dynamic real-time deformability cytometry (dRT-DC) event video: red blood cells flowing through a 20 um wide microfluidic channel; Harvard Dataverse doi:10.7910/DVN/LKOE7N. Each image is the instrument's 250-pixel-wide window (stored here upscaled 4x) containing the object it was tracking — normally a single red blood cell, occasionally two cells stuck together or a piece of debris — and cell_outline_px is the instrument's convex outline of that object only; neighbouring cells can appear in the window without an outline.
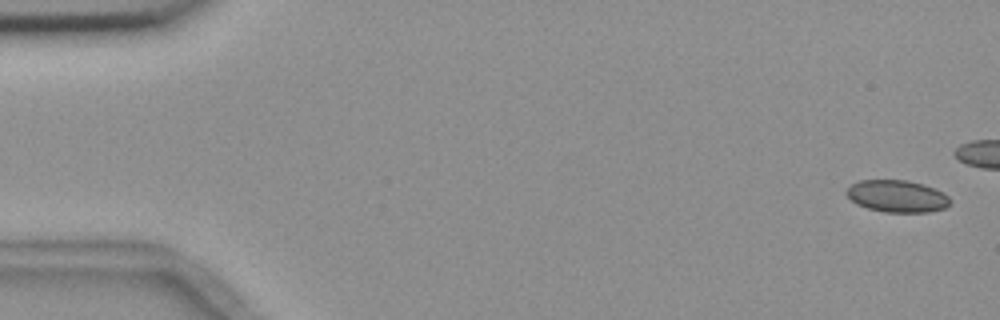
{"species": "common noctule bat (a hibernating species)", "species_latin": "Nyctalus noctula", "temperature_condition": "room temperature", "stored_images_in_passage": 16, "camera_frame_rate_fps": 3000, "um_per_image_px": 0.085, "animal": {"sex": "female", "body_mass_g": 18.4}, "frame": {"image": 1, "passage_image": 1, "time_ms": 0.0, "image_size_px": [1000, 320], "cell_outline_px": [[952, 200], [944, 208], [928, 212], [884, 212], [868, 208], [856, 204], [844, 192], [852, 184], [860, 180], [908, 180], [924, 184], [944, 192]], "centroid_in_image_um": [76.26, 16.67], "position_along_channel_um": 8.7, "area_um2": 19.42}}
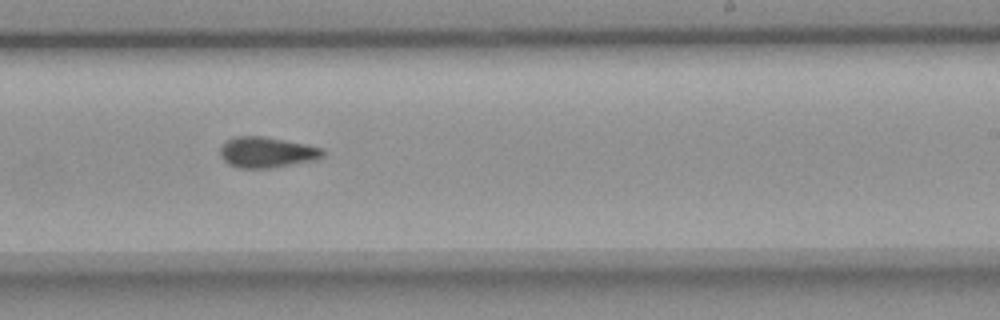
{"frame": {"image": 2, "passage_image": 11, "time_ms": 12.333, "image_size_px": [1000, 320], "cell_outline_px": [[324, 156], [312, 160], [272, 168], [240, 168], [228, 164], [220, 156], [220, 148], [228, 140], [236, 136], [264, 136], [324, 148]], "centroid_in_image_um": [22.66, 12.95], "position_along_channel_um": 266.3, "area_um2": 18.21}}
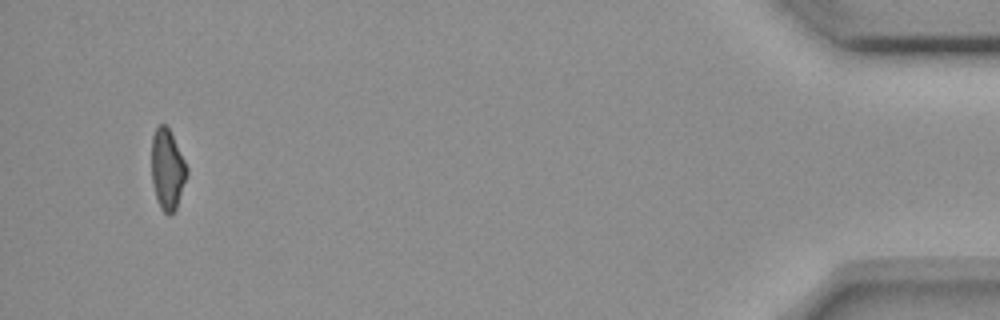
{"frame": {"image": 3, "passage_image": 16, "time_ms": 18.667, "image_size_px": [1000, 320], "cell_outline_px": [[188, 176], [176, 208], [168, 216], [160, 208], [156, 200], [152, 184], [152, 136], [156, 128], [160, 124], [164, 124], [168, 128], [188, 168]], "centroid_in_image_um": [14.22, 14.44], "position_along_channel_um": 421.0, "area_um2": 16.53}}